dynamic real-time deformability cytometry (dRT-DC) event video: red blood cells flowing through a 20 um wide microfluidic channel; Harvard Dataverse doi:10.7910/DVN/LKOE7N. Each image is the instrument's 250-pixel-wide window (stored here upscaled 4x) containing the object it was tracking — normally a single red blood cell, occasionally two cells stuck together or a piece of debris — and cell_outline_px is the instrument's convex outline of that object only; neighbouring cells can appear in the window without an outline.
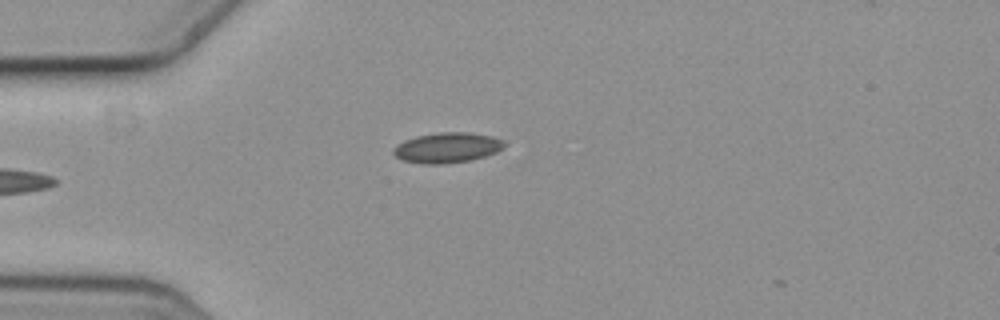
{"species": "common noctule bat (a hibernating species)", "species_latin": "Nyctalus noctula", "temperature_condition": "cold", "stored_images_in_passage": 5, "camera_frame_rate_fps": 3000, "um_per_image_px": 0.085, "animal": {"sex": "female", "body_mass_g": 19.3, "forearm_length_mm": 54.1}, "frame": {"image": 1, "passage_image": 5, "time_ms": 1.333, "image_size_px": [1000, 320], "cell_outline_px": [[504, 148], [496, 152], [472, 160], [444, 164], [420, 164], [400, 160], [392, 152], [392, 148], [404, 140], [416, 136], [436, 132], [468, 132], [492, 136], [504, 140]], "centroid_in_image_um": [37.98, 12.55], "position_along_channel_um": 47.0, "area_um2": 19.83}}